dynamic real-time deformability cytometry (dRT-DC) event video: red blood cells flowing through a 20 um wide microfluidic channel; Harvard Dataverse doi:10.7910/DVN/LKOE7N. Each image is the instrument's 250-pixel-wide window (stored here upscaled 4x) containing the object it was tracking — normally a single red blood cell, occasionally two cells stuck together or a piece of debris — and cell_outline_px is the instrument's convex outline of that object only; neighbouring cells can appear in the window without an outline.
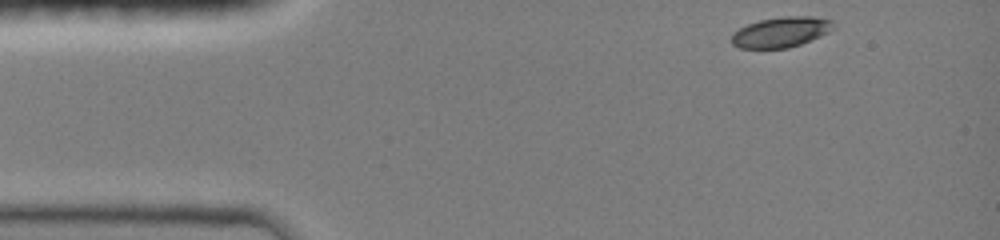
{"species": "common noctule bat (a hibernating species)", "species_latin": "Nyctalus noctula", "temperature_condition": "room temperature", "stored_images_in_passage": 33, "camera_frame_rate_fps": 3000, "um_per_image_px": 0.085, "animal": {"sex": "female", "body_mass_g": 19.0, "forearm_length_mm": 51.5}, "frame": {"image": 1, "passage_image": 1, "time_ms": 0.0, "image_size_px": [1000, 240], "cell_outline_px": [[836, 28], [820, 36], [800, 44], [788, 48], [740, 48], [732, 44], [732, 32], [748, 24], [760, 20], [784, 16], [812, 16], [832, 20]], "centroid_in_image_um": [66.4, 2.72], "position_along_channel_um": 18.6, "area_um2": 17.98}}
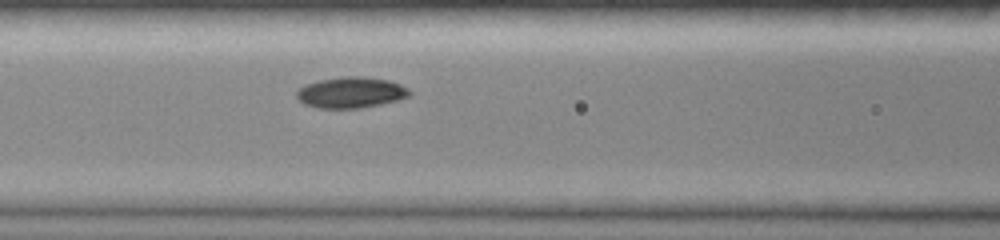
{"frame": {"image": 2, "passage_image": 20, "time_ms": 4.667, "image_size_px": [1000, 240], "cell_outline_px": [[412, 92], [408, 96], [396, 100], [380, 104], [360, 108], [316, 108], [304, 104], [296, 96], [296, 92], [300, 88], [308, 84], [320, 80], [344, 76], [360, 76], [388, 80], [400, 84], [408, 88]], "centroid_in_image_um": [29.83, 7.86], "position_along_channel_um": 136.8, "area_um2": 20.17}}
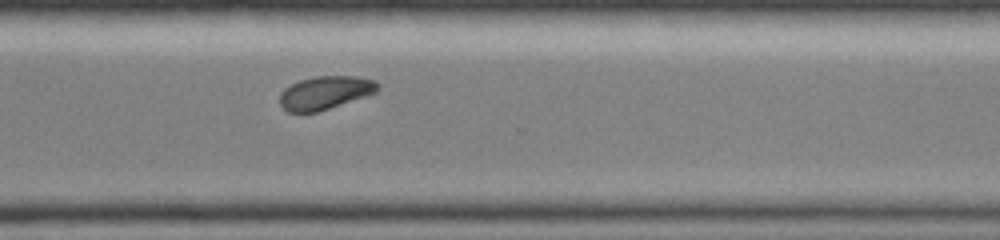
{"frame": {"image": 3, "passage_image": 33, "time_ms": 9.667, "image_size_px": [1000, 240], "cell_outline_px": [[380, 88], [376, 92], [368, 96], [316, 112], [288, 112], [280, 104], [280, 92], [284, 88], [300, 80], [316, 76], [356, 76], [376, 80], [380, 84]], "centroid_in_image_um": [27.68, 7.87], "position_along_channel_um": 342.9, "area_um2": 19.07}}